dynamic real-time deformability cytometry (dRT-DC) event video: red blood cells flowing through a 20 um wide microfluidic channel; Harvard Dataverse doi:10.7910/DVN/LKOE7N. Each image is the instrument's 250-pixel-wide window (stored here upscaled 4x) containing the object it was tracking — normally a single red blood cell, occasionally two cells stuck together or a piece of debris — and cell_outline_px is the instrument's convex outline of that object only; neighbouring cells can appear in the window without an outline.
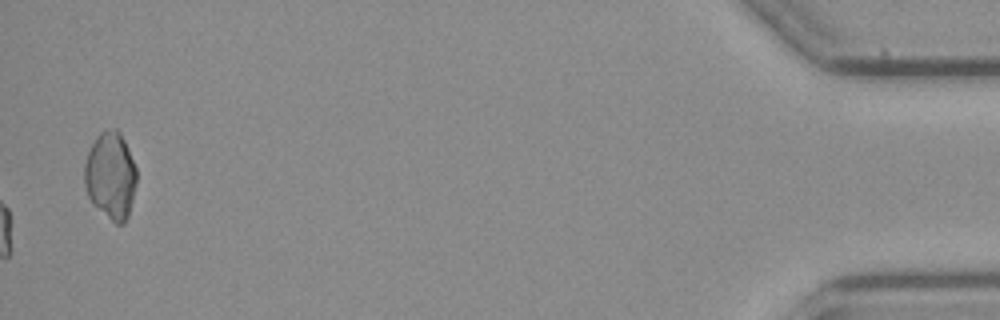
{"species": "common noctule bat (a hibernating species)", "species_latin": "Nyctalus noctula", "temperature_condition": "cold", "stored_images_in_passage": 46, "camera_frame_rate_fps": 3000, "um_per_image_px": 0.085, "animal": {"sex": "female", "body_mass_g": 21.9}, "frame": {"image": 1, "passage_image": 46, "time_ms": 15.0, "image_size_px": [1000, 320], "cell_outline_px": [[136, 184], [128, 216], [124, 224], [116, 224], [92, 204], [88, 196], [84, 184], [84, 164], [88, 152], [92, 144], [100, 132], [116, 128], [120, 132], [128, 148], [136, 168]], "centroid_in_image_um": [9.39, 14.94], "position_along_channel_um": 425.8, "area_um2": 26.41}, "authors_computed_cell_mechanics": {"area_um2": 19.074, "velocity_mm_per_s": 3.8684, "shape_relaxation_time_tau1_ms": null, "shape_relaxation_time_tau2_ms": 5.3861, "deformation_change_tau1": null, "deformation_change_tau2": 0.1399}}